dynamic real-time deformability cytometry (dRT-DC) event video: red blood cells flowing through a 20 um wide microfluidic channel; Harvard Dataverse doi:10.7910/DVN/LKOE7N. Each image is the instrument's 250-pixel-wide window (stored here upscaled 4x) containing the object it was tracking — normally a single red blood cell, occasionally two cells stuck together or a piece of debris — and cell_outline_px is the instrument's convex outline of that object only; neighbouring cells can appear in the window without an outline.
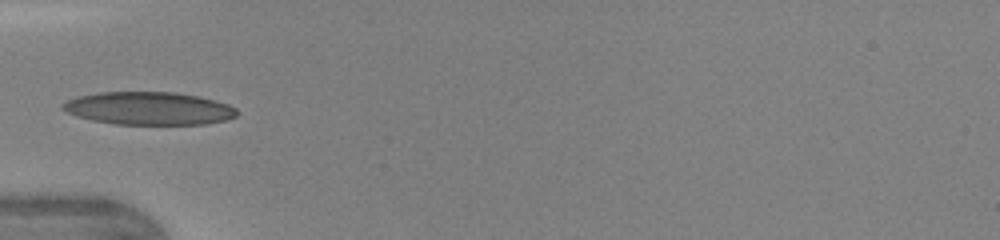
{"species": "human", "species_latin": "Homo sapiens", "temperature_condition": "warm", "stored_images_in_passage": 11, "camera_frame_rate_fps": 3000, "um_per_image_px": 0.085, "donor": {"sex": "female"}, "frame": {"image": 1, "passage_image": 1, "time_ms": 0.0, "image_size_px": [1000, 240], "cell_outline_px": [[240, 112], [236, 116], [228, 120], [204, 124], [116, 124], [92, 120], [76, 116], [60, 108], [60, 104], [76, 96], [100, 92], [176, 92], [200, 96], [228, 104], [236, 108]], "centroid_in_image_um": [12.66, 9.21], "position_along_channel_um": 72.3, "area_um2": 33.64}}